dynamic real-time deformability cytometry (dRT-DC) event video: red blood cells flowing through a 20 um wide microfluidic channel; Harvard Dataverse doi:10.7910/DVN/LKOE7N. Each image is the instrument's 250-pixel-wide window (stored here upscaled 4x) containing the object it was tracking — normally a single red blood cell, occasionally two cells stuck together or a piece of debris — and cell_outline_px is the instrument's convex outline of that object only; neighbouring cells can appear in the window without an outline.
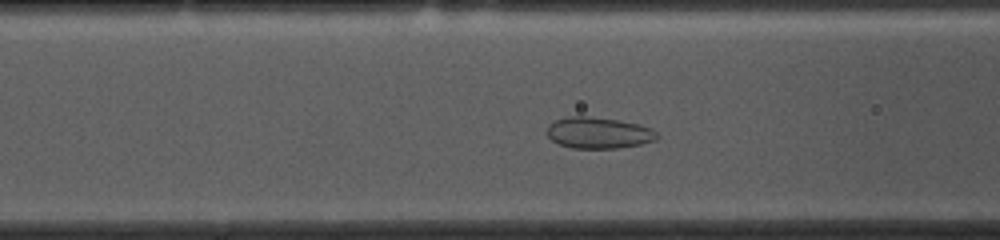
{"species": "common noctule bat (a hibernating species)", "species_latin": "Nyctalus noctula", "temperature_condition": "cold", "stored_images_in_passage": 51, "camera_frame_rate_fps": 3000, "um_per_image_px": 0.085, "animal": {"sex": "female", "body_mass_g": 10.0, "forearm_length_mm": 53.1}, "frame": {"image": 1, "passage_image": 17, "time_ms": 5.333, "image_size_px": [1000, 240], "cell_outline_px": [[660, 136], [656, 140], [640, 144], [616, 148], [572, 148], [560, 144], [552, 140], [548, 136], [548, 124], [556, 120], [568, 116], [584, 116], [616, 120], [640, 124], [652, 128]], "centroid_in_image_um": [50.9, 11.29], "position_along_channel_um": 115.7, "area_um2": 19.94}}
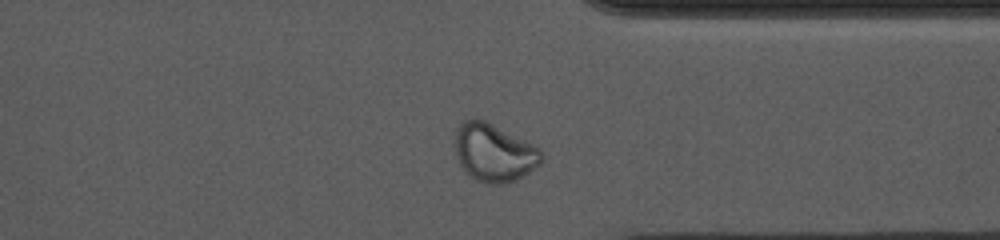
{"frame": {"image": 2, "passage_image": 38, "time_ms": 12.333, "image_size_px": [1000, 240], "cell_outline_px": [[544, 160], [528, 172], [516, 180], [504, 184], [488, 184], [476, 180], [464, 172], [456, 156], [456, 128], [464, 120], [472, 116], [484, 120], [540, 148], [544, 152]], "centroid_in_image_um": [41.98, 12.98], "position_along_channel_um": 369.4, "area_um2": 29.25}}
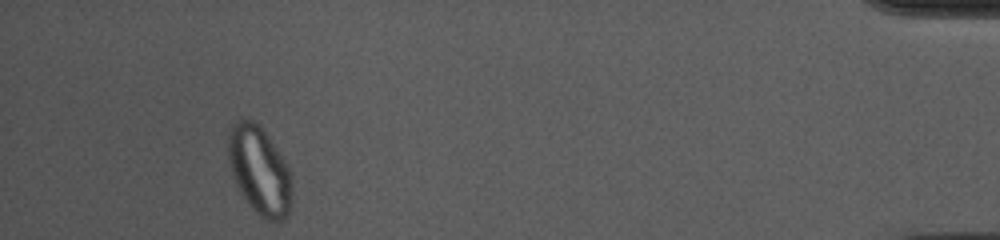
{"frame": {"image": 3, "passage_image": 47, "time_ms": 15.333, "image_size_px": [1000, 240], "cell_outline_px": [[292, 196], [288, 212], [284, 220], [264, 220], [248, 204], [240, 192], [236, 184], [232, 172], [228, 156], [228, 132], [232, 124], [236, 120], [252, 120], [260, 124], [264, 128], [288, 168], [292, 180]], "centroid_in_image_um": [22.05, 14.47], "position_along_channel_um": 413.2, "area_um2": 32.71}}